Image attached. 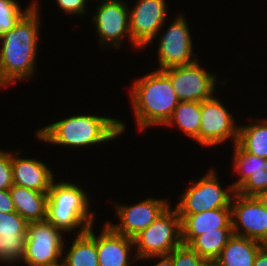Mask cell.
Instances as JSON below:
<instances>
[{
    "mask_svg": "<svg viewBox=\"0 0 267 266\" xmlns=\"http://www.w3.org/2000/svg\"><path fill=\"white\" fill-rule=\"evenodd\" d=\"M0 38V87L34 75L39 40L38 3Z\"/></svg>",
    "mask_w": 267,
    "mask_h": 266,
    "instance_id": "obj_1",
    "label": "cell"
},
{
    "mask_svg": "<svg viewBox=\"0 0 267 266\" xmlns=\"http://www.w3.org/2000/svg\"><path fill=\"white\" fill-rule=\"evenodd\" d=\"M126 125L116 118L77 114L36 131L37 138L58 146L85 147L119 137Z\"/></svg>",
    "mask_w": 267,
    "mask_h": 266,
    "instance_id": "obj_2",
    "label": "cell"
},
{
    "mask_svg": "<svg viewBox=\"0 0 267 266\" xmlns=\"http://www.w3.org/2000/svg\"><path fill=\"white\" fill-rule=\"evenodd\" d=\"M130 90L139 130L164 126L179 103L170 78L162 70L150 72L135 80Z\"/></svg>",
    "mask_w": 267,
    "mask_h": 266,
    "instance_id": "obj_3",
    "label": "cell"
},
{
    "mask_svg": "<svg viewBox=\"0 0 267 266\" xmlns=\"http://www.w3.org/2000/svg\"><path fill=\"white\" fill-rule=\"evenodd\" d=\"M88 194L72 182H52L47 193L46 219L62 232L80 228L77 235L85 233L94 223V213L89 209Z\"/></svg>",
    "mask_w": 267,
    "mask_h": 266,
    "instance_id": "obj_4",
    "label": "cell"
},
{
    "mask_svg": "<svg viewBox=\"0 0 267 266\" xmlns=\"http://www.w3.org/2000/svg\"><path fill=\"white\" fill-rule=\"evenodd\" d=\"M136 260L168 255L183 244L181 219L171 205L146 229L133 237Z\"/></svg>",
    "mask_w": 267,
    "mask_h": 266,
    "instance_id": "obj_5",
    "label": "cell"
},
{
    "mask_svg": "<svg viewBox=\"0 0 267 266\" xmlns=\"http://www.w3.org/2000/svg\"><path fill=\"white\" fill-rule=\"evenodd\" d=\"M62 233L47 219L29 222L22 261L27 266H61L64 253Z\"/></svg>",
    "mask_w": 267,
    "mask_h": 266,
    "instance_id": "obj_6",
    "label": "cell"
},
{
    "mask_svg": "<svg viewBox=\"0 0 267 266\" xmlns=\"http://www.w3.org/2000/svg\"><path fill=\"white\" fill-rule=\"evenodd\" d=\"M235 192L232 185L226 190L223 189L216 173L211 169L180 195L175 208L178 215H193L212 209L231 208Z\"/></svg>",
    "mask_w": 267,
    "mask_h": 266,
    "instance_id": "obj_7",
    "label": "cell"
},
{
    "mask_svg": "<svg viewBox=\"0 0 267 266\" xmlns=\"http://www.w3.org/2000/svg\"><path fill=\"white\" fill-rule=\"evenodd\" d=\"M162 71L170 78L179 101L202 102L213 97L217 78L199 61Z\"/></svg>",
    "mask_w": 267,
    "mask_h": 266,
    "instance_id": "obj_8",
    "label": "cell"
},
{
    "mask_svg": "<svg viewBox=\"0 0 267 266\" xmlns=\"http://www.w3.org/2000/svg\"><path fill=\"white\" fill-rule=\"evenodd\" d=\"M158 63L160 69L166 70L172 67L194 63L193 42L190 35L189 25L183 14L178 15L170 24L169 28L159 39Z\"/></svg>",
    "mask_w": 267,
    "mask_h": 266,
    "instance_id": "obj_9",
    "label": "cell"
},
{
    "mask_svg": "<svg viewBox=\"0 0 267 266\" xmlns=\"http://www.w3.org/2000/svg\"><path fill=\"white\" fill-rule=\"evenodd\" d=\"M228 110L221 104L217 97L201 102V123L199 128V144L202 146H214L233 139L234 144L238 140L239 126Z\"/></svg>",
    "mask_w": 267,
    "mask_h": 266,
    "instance_id": "obj_10",
    "label": "cell"
},
{
    "mask_svg": "<svg viewBox=\"0 0 267 266\" xmlns=\"http://www.w3.org/2000/svg\"><path fill=\"white\" fill-rule=\"evenodd\" d=\"M165 0H138L129 8V26L134 48H145L161 31L167 19Z\"/></svg>",
    "mask_w": 267,
    "mask_h": 266,
    "instance_id": "obj_11",
    "label": "cell"
},
{
    "mask_svg": "<svg viewBox=\"0 0 267 266\" xmlns=\"http://www.w3.org/2000/svg\"><path fill=\"white\" fill-rule=\"evenodd\" d=\"M232 201L233 233L262 243L267 237V208L255 196H244L237 192L233 195Z\"/></svg>",
    "mask_w": 267,
    "mask_h": 266,
    "instance_id": "obj_12",
    "label": "cell"
},
{
    "mask_svg": "<svg viewBox=\"0 0 267 266\" xmlns=\"http://www.w3.org/2000/svg\"><path fill=\"white\" fill-rule=\"evenodd\" d=\"M124 0H100L93 20L100 43L119 48L125 36L132 44L129 26V7Z\"/></svg>",
    "mask_w": 267,
    "mask_h": 266,
    "instance_id": "obj_13",
    "label": "cell"
},
{
    "mask_svg": "<svg viewBox=\"0 0 267 266\" xmlns=\"http://www.w3.org/2000/svg\"><path fill=\"white\" fill-rule=\"evenodd\" d=\"M164 199L146 198L139 203L126 206L116 204V214L120 224L106 222L115 232L133 238L140 231L149 227L168 207Z\"/></svg>",
    "mask_w": 267,
    "mask_h": 266,
    "instance_id": "obj_14",
    "label": "cell"
},
{
    "mask_svg": "<svg viewBox=\"0 0 267 266\" xmlns=\"http://www.w3.org/2000/svg\"><path fill=\"white\" fill-rule=\"evenodd\" d=\"M234 171L240 176L232 183L237 193L255 196L267 189V159L244 151L234 144Z\"/></svg>",
    "mask_w": 267,
    "mask_h": 266,
    "instance_id": "obj_15",
    "label": "cell"
},
{
    "mask_svg": "<svg viewBox=\"0 0 267 266\" xmlns=\"http://www.w3.org/2000/svg\"><path fill=\"white\" fill-rule=\"evenodd\" d=\"M28 222L17 212H0V262L18 263L25 256Z\"/></svg>",
    "mask_w": 267,
    "mask_h": 266,
    "instance_id": "obj_16",
    "label": "cell"
},
{
    "mask_svg": "<svg viewBox=\"0 0 267 266\" xmlns=\"http://www.w3.org/2000/svg\"><path fill=\"white\" fill-rule=\"evenodd\" d=\"M92 228L86 232L96 241L99 266H130L133 238L115 232L107 223L97 237Z\"/></svg>",
    "mask_w": 267,
    "mask_h": 266,
    "instance_id": "obj_17",
    "label": "cell"
},
{
    "mask_svg": "<svg viewBox=\"0 0 267 266\" xmlns=\"http://www.w3.org/2000/svg\"><path fill=\"white\" fill-rule=\"evenodd\" d=\"M11 165L13 184L37 192H49L54 175L44 162L31 158H21L12 154L11 151Z\"/></svg>",
    "mask_w": 267,
    "mask_h": 266,
    "instance_id": "obj_18",
    "label": "cell"
},
{
    "mask_svg": "<svg viewBox=\"0 0 267 266\" xmlns=\"http://www.w3.org/2000/svg\"><path fill=\"white\" fill-rule=\"evenodd\" d=\"M182 242L189 245L197 236L218 228H232L231 208H218L193 215H179Z\"/></svg>",
    "mask_w": 267,
    "mask_h": 266,
    "instance_id": "obj_19",
    "label": "cell"
},
{
    "mask_svg": "<svg viewBox=\"0 0 267 266\" xmlns=\"http://www.w3.org/2000/svg\"><path fill=\"white\" fill-rule=\"evenodd\" d=\"M16 212L28 223L42 221L47 216V193L13 184L9 188Z\"/></svg>",
    "mask_w": 267,
    "mask_h": 266,
    "instance_id": "obj_20",
    "label": "cell"
},
{
    "mask_svg": "<svg viewBox=\"0 0 267 266\" xmlns=\"http://www.w3.org/2000/svg\"><path fill=\"white\" fill-rule=\"evenodd\" d=\"M262 243L233 234L215 262L219 266H253Z\"/></svg>",
    "mask_w": 267,
    "mask_h": 266,
    "instance_id": "obj_21",
    "label": "cell"
},
{
    "mask_svg": "<svg viewBox=\"0 0 267 266\" xmlns=\"http://www.w3.org/2000/svg\"><path fill=\"white\" fill-rule=\"evenodd\" d=\"M201 123V102L179 101L171 118L164 126H176L186 136L199 143V128Z\"/></svg>",
    "mask_w": 267,
    "mask_h": 266,
    "instance_id": "obj_22",
    "label": "cell"
},
{
    "mask_svg": "<svg viewBox=\"0 0 267 266\" xmlns=\"http://www.w3.org/2000/svg\"><path fill=\"white\" fill-rule=\"evenodd\" d=\"M61 266H99L96 241L87 233L75 236Z\"/></svg>",
    "mask_w": 267,
    "mask_h": 266,
    "instance_id": "obj_23",
    "label": "cell"
},
{
    "mask_svg": "<svg viewBox=\"0 0 267 266\" xmlns=\"http://www.w3.org/2000/svg\"><path fill=\"white\" fill-rule=\"evenodd\" d=\"M233 234V228H218L197 236L189 246L208 262L215 261Z\"/></svg>",
    "mask_w": 267,
    "mask_h": 266,
    "instance_id": "obj_24",
    "label": "cell"
},
{
    "mask_svg": "<svg viewBox=\"0 0 267 266\" xmlns=\"http://www.w3.org/2000/svg\"><path fill=\"white\" fill-rule=\"evenodd\" d=\"M239 126L237 144L246 152L267 159V119Z\"/></svg>",
    "mask_w": 267,
    "mask_h": 266,
    "instance_id": "obj_25",
    "label": "cell"
},
{
    "mask_svg": "<svg viewBox=\"0 0 267 266\" xmlns=\"http://www.w3.org/2000/svg\"><path fill=\"white\" fill-rule=\"evenodd\" d=\"M26 9H21L17 0H0V38L20 21V19L35 5L29 4Z\"/></svg>",
    "mask_w": 267,
    "mask_h": 266,
    "instance_id": "obj_26",
    "label": "cell"
},
{
    "mask_svg": "<svg viewBox=\"0 0 267 266\" xmlns=\"http://www.w3.org/2000/svg\"><path fill=\"white\" fill-rule=\"evenodd\" d=\"M168 255L172 258L173 266H205L208 262L185 244L175 248Z\"/></svg>",
    "mask_w": 267,
    "mask_h": 266,
    "instance_id": "obj_27",
    "label": "cell"
},
{
    "mask_svg": "<svg viewBox=\"0 0 267 266\" xmlns=\"http://www.w3.org/2000/svg\"><path fill=\"white\" fill-rule=\"evenodd\" d=\"M12 185L11 152L0 149V190L9 189Z\"/></svg>",
    "mask_w": 267,
    "mask_h": 266,
    "instance_id": "obj_28",
    "label": "cell"
},
{
    "mask_svg": "<svg viewBox=\"0 0 267 266\" xmlns=\"http://www.w3.org/2000/svg\"><path fill=\"white\" fill-rule=\"evenodd\" d=\"M58 7L68 14L83 15L87 13V0H56Z\"/></svg>",
    "mask_w": 267,
    "mask_h": 266,
    "instance_id": "obj_29",
    "label": "cell"
},
{
    "mask_svg": "<svg viewBox=\"0 0 267 266\" xmlns=\"http://www.w3.org/2000/svg\"><path fill=\"white\" fill-rule=\"evenodd\" d=\"M0 212H16L9 189L0 190Z\"/></svg>",
    "mask_w": 267,
    "mask_h": 266,
    "instance_id": "obj_30",
    "label": "cell"
},
{
    "mask_svg": "<svg viewBox=\"0 0 267 266\" xmlns=\"http://www.w3.org/2000/svg\"><path fill=\"white\" fill-rule=\"evenodd\" d=\"M253 266H267V249L262 247L259 250Z\"/></svg>",
    "mask_w": 267,
    "mask_h": 266,
    "instance_id": "obj_31",
    "label": "cell"
},
{
    "mask_svg": "<svg viewBox=\"0 0 267 266\" xmlns=\"http://www.w3.org/2000/svg\"><path fill=\"white\" fill-rule=\"evenodd\" d=\"M155 258H161L160 261H158V263H156L153 266H173L172 263V258L169 255H161V256H152V257H148L146 259H155Z\"/></svg>",
    "mask_w": 267,
    "mask_h": 266,
    "instance_id": "obj_32",
    "label": "cell"
},
{
    "mask_svg": "<svg viewBox=\"0 0 267 266\" xmlns=\"http://www.w3.org/2000/svg\"><path fill=\"white\" fill-rule=\"evenodd\" d=\"M256 199L267 208V189L259 192L257 195H255Z\"/></svg>",
    "mask_w": 267,
    "mask_h": 266,
    "instance_id": "obj_33",
    "label": "cell"
},
{
    "mask_svg": "<svg viewBox=\"0 0 267 266\" xmlns=\"http://www.w3.org/2000/svg\"><path fill=\"white\" fill-rule=\"evenodd\" d=\"M205 266H219L215 261L207 262Z\"/></svg>",
    "mask_w": 267,
    "mask_h": 266,
    "instance_id": "obj_34",
    "label": "cell"
},
{
    "mask_svg": "<svg viewBox=\"0 0 267 266\" xmlns=\"http://www.w3.org/2000/svg\"><path fill=\"white\" fill-rule=\"evenodd\" d=\"M262 247L267 249V237L265 238V240L262 242Z\"/></svg>",
    "mask_w": 267,
    "mask_h": 266,
    "instance_id": "obj_35",
    "label": "cell"
}]
</instances>
